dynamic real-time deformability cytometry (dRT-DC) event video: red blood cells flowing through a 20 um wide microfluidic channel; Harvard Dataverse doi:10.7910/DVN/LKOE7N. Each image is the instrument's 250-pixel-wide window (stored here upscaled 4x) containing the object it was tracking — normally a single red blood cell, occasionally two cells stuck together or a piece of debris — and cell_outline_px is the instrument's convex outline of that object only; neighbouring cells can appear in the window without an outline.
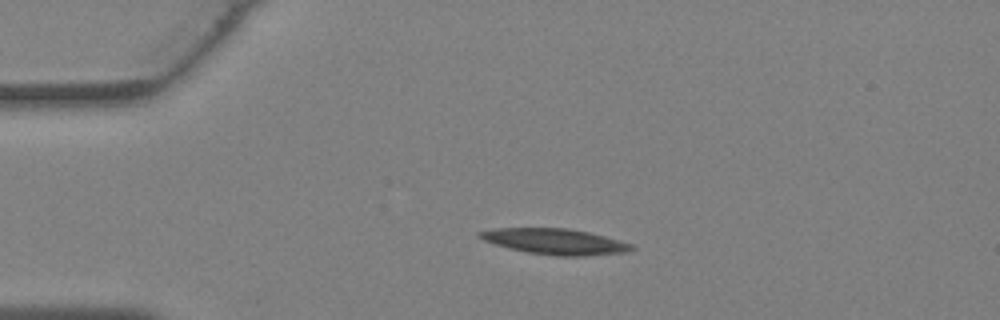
{"species": "Egyptian fruit bat (a non-hibernating species)", "species_latin": "Rousettus aegyptiacus", "temperature_condition": "warm", "stored_images_in_passage": 30, "camera_frame_rate_fps": 3000, "um_per_image_px": 0.085, "animal": {"sex": "female"}, "frame": {"image": 1, "passage_image": 1, "time_ms": 0.0, "image_size_px": [1000, 320], "cell_outline_px": [[636, 248], [628, 252], [584, 256], [556, 256], [528, 252], [508, 248], [484, 240], [476, 236], [476, 232], [496, 228], [568, 228], [588, 232], [604, 236], [632, 244]], "centroid_in_image_um": [47.17, 20.53], "position_along_channel_um": 37.8, "area_um2": 22.77}}
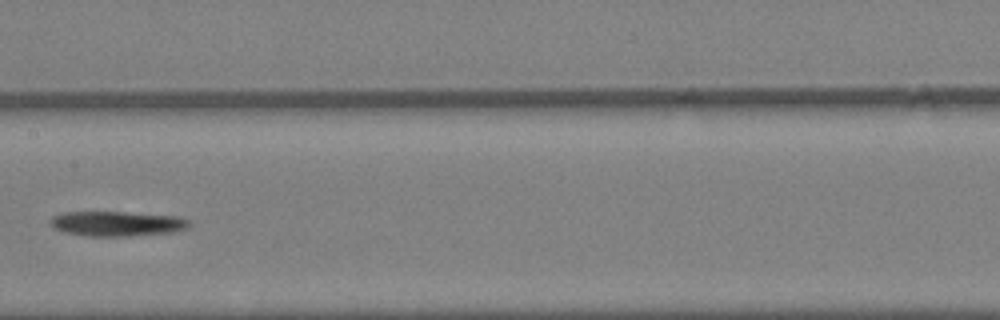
{"frame": {"image": 2, "passage_image": 12, "time_ms": 3.667, "image_size_px": [1000, 320], "cell_outline_px": [[188, 228], [176, 232], [128, 236], [88, 236], [64, 232], [52, 228], [48, 220], [52, 216], [64, 212], [124, 212], [180, 216], [188, 220]], "centroid_in_image_um": [9.92, 19.01], "position_along_channel_um": 197.5, "area_um2": 20.35}}
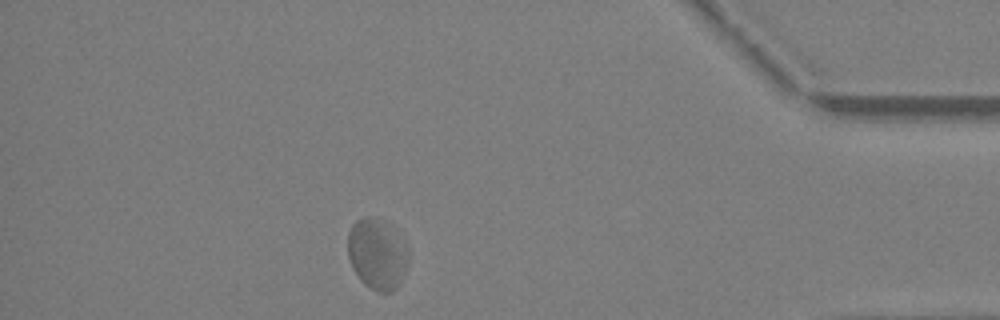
{"frame": {"image": 3, "passage_image": 26, "time_ms": 8.333, "image_size_px": [1000, 320], "cell_outline_px": [[408, 260], [404, 272], [396, 288], [392, 292], [376, 292], [364, 284], [360, 280], [352, 268], [348, 256], [348, 232], [352, 224], [356, 220], [368, 216], [372, 216], [384, 220], [392, 224], [408, 248]], "centroid_in_image_um": [32.05, 21.56], "position_along_channel_um": 403.1, "area_um2": 25.37}}